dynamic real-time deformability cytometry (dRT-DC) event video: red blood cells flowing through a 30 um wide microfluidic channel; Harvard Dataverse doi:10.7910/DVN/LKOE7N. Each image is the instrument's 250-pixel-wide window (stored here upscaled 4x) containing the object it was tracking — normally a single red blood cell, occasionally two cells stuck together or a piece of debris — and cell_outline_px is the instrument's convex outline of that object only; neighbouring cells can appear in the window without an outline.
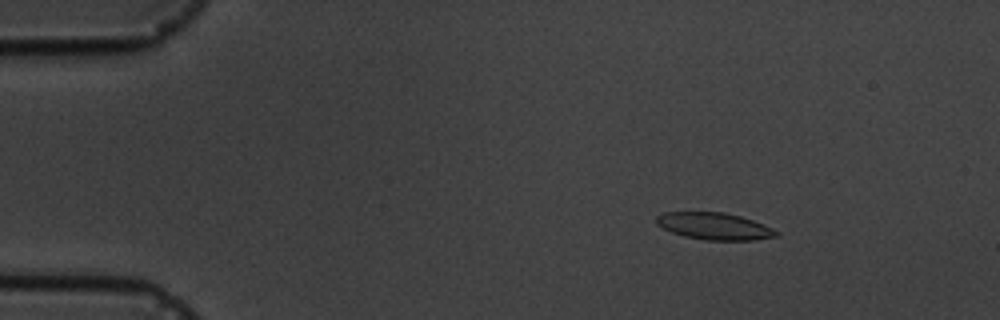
{"species": "common noctule bat (a hibernating species)", "species_latin": "Nyctalus noctula", "temperature_condition": "cold", "stored_images_in_passage": 7, "camera_frame_rate_fps": 3000, "um_per_image_px": 0.085, "animal": {"sex": "male", "body_mass_g": 19.5, "forearm_length_mm": 54.6}, "frame": {"image": 1, "passage_image": 2, "time_ms": 1.333, "image_size_px": [1000, 320], "cell_outline_px": [[780, 236], [756, 240], [704, 240], [684, 236], [672, 232], [656, 224], [656, 216], [664, 212], [724, 212], [740, 216], [752, 220], [772, 228], [780, 232]], "centroid_in_image_um": [60.74, 19.23], "position_along_channel_um": 24.3, "area_um2": 18.9}}
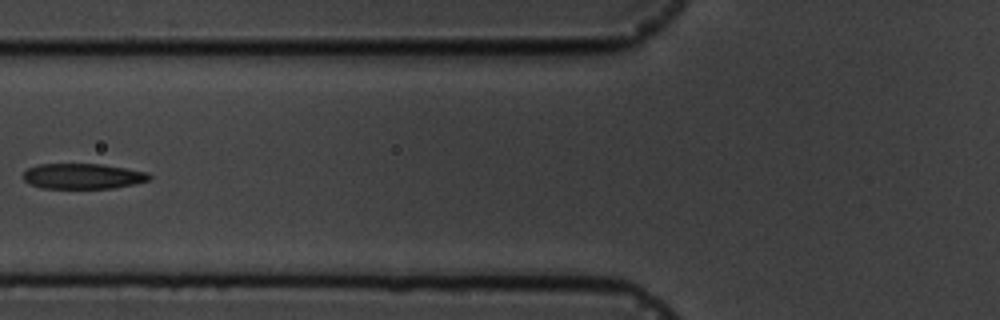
{"frame": {"image": 2, "passage_image": 6, "time_ms": 6.0, "image_size_px": [1000, 320], "cell_outline_px": [[152, 180], [112, 188], [40, 188], [28, 184], [20, 176], [28, 168], [36, 164], [100, 164], [148, 172], [152, 176]], "centroid_in_image_um": [7.0, 14.98], "position_along_channel_um": 118.8, "area_um2": 18.84}}
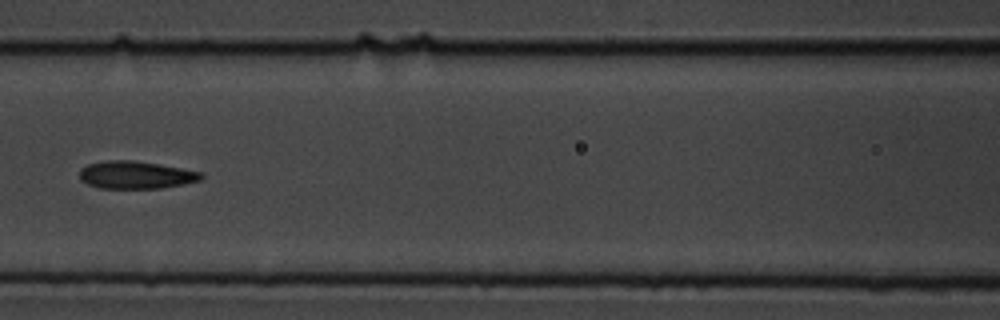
{"frame": {"image": 3, "passage_image": 7, "time_ms": 7.0, "image_size_px": [1000, 320], "cell_outline_px": [[204, 176], [200, 180], [184, 184], [160, 188], [100, 188], [88, 184], [80, 180], [80, 168], [88, 164], [104, 160], [136, 160], [160, 164], [204, 172]], "centroid_in_image_um": [11.56, 14.86], "position_along_channel_um": 155.0, "area_um2": 19.77}}